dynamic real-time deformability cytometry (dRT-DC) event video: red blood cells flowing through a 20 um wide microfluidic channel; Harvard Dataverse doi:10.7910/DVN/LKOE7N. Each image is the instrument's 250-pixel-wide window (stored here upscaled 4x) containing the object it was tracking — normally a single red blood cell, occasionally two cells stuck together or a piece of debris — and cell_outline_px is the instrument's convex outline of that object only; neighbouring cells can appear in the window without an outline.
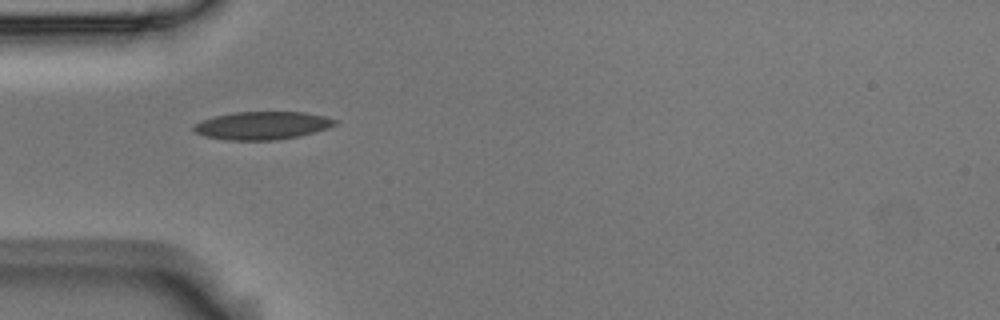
{"species": "Egyptian fruit bat (a non-hibernating species)", "species_latin": "Rousettus aegyptiacus", "temperature_condition": "room temperature", "stored_images_in_passage": 3, "camera_frame_rate_fps": 3000, "um_per_image_px": 0.085, "animal": {"sex": "male"}, "frame": {"image": 1, "passage_image": 1, "time_ms": 0.0, "image_size_px": [1000, 320], "cell_outline_px": [[340, 120], [336, 124], [328, 128], [300, 136], [276, 140], [228, 140], [204, 136], [196, 132], [192, 128], [196, 124], [204, 120], [216, 116], [236, 112], [304, 112], [324, 116]], "centroid_in_image_um": [22.35, 10.67], "position_along_channel_um": 62.7, "area_um2": 22.89}}
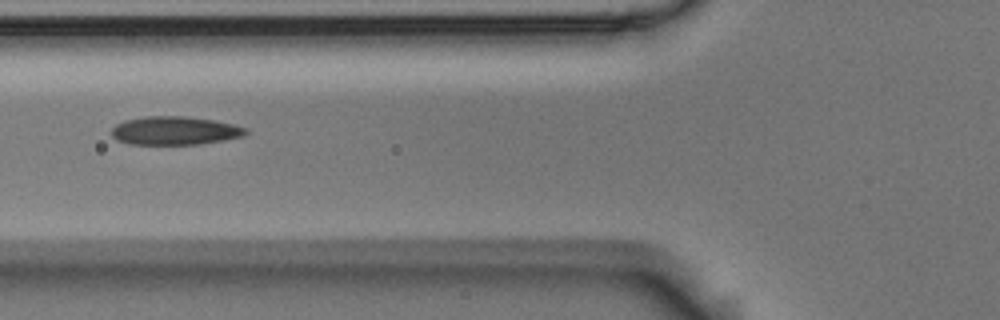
{"frame": {"image": 2, "passage_image": 2, "time_ms": 0.333, "image_size_px": [1000, 320], "cell_outline_px": [[248, 132], [244, 136], [224, 140], [200, 144], [128, 144], [116, 140], [112, 136], [112, 128], [116, 124], [124, 120], [144, 116], [184, 116], [212, 120], [232, 124], [248, 128]], "centroid_in_image_um": [14.84, 11.1], "position_along_channel_um": 111.0, "area_um2": 22.31}}
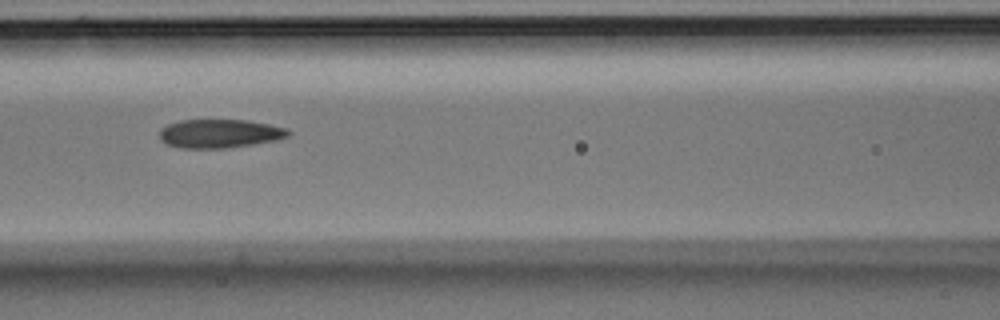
{"frame": {"image": 3, "passage_image": 3, "time_ms": 0.667, "image_size_px": [1000, 320], "cell_outline_px": [[292, 132], [288, 136], [276, 140], [228, 148], [184, 148], [168, 144], [160, 140], [160, 128], [168, 124], [180, 120], [248, 120], [288, 128]], "centroid_in_image_um": [18.69, 11.35], "position_along_channel_um": 147.9, "area_um2": 21.5}}